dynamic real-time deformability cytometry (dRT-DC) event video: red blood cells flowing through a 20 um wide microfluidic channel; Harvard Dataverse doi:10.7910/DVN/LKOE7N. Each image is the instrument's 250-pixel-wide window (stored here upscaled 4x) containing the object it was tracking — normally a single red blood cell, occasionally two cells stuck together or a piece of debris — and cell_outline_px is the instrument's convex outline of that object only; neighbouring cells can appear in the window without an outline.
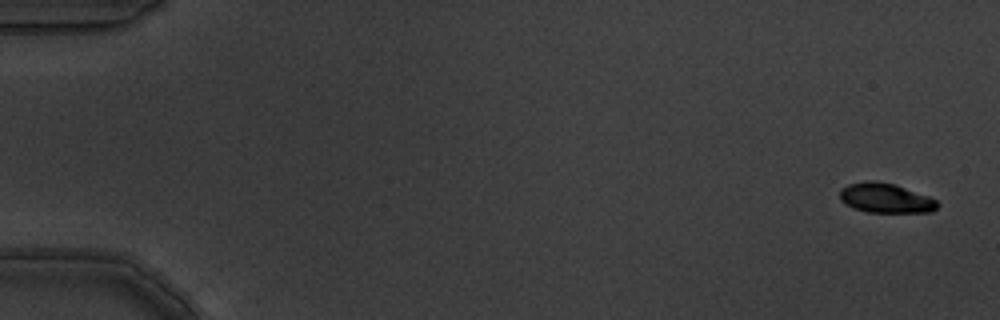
{"species": "common noctule bat (a hibernating species)", "species_latin": "Nyctalus noctula", "temperature_condition": "warm", "stored_images_in_passage": 8, "camera_frame_rate_fps": 3000, "um_per_image_px": 0.085, "animal": {"sex": "male", "body_mass_g": 19.5, "forearm_length_mm": 54.6}, "frame": {"image": 1, "passage_image": 1, "time_ms": 0.0, "image_size_px": [1000, 320], "cell_outline_px": [[940, 204], [932, 212], [868, 212], [844, 204], [840, 200], [840, 188], [848, 184], [868, 180], [876, 180], [892, 184], [928, 196], [936, 200]], "centroid_in_image_um": [75.25, 16.83], "position_along_channel_um": 9.8, "area_um2": 16.76}}
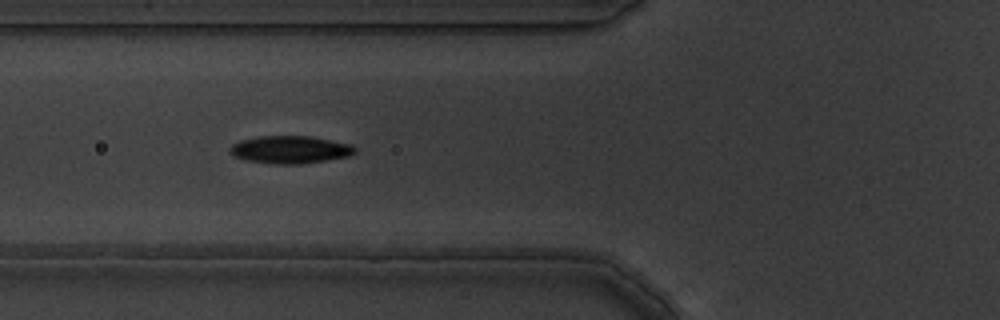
{"frame": {"image": 2, "passage_image": 7, "time_ms": 2.0, "image_size_px": [1000, 320], "cell_outline_px": [[356, 152], [348, 156], [300, 164], [272, 164], [244, 160], [232, 156], [228, 152], [228, 148], [232, 144], [240, 140], [256, 136], [312, 136], [352, 144], [356, 148]], "centroid_in_image_um": [24.6, 12.71], "position_along_channel_um": 101.2, "area_um2": 20.4}}
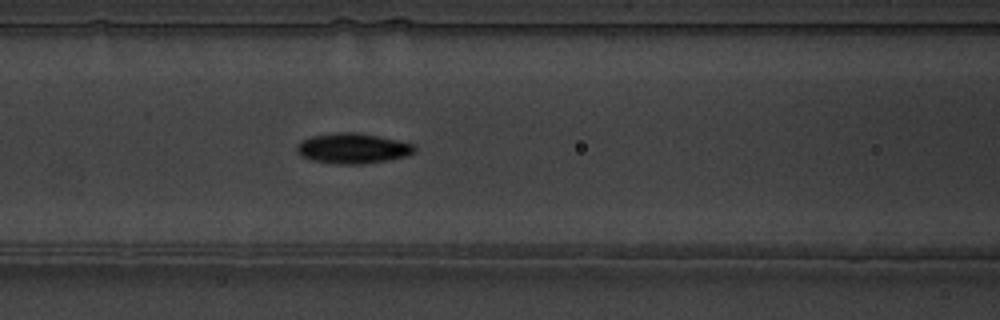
{"frame": {"image": 3, "passage_image": 8, "time_ms": 2.333, "image_size_px": [1000, 320], "cell_outline_px": [[416, 152], [408, 156], [388, 160], [360, 164], [340, 164], [312, 160], [300, 156], [296, 152], [296, 144], [300, 140], [312, 136], [336, 132], [356, 132], [416, 144]], "centroid_in_image_um": [29.97, 12.61], "position_along_channel_um": 136.6, "area_um2": 20.92}}